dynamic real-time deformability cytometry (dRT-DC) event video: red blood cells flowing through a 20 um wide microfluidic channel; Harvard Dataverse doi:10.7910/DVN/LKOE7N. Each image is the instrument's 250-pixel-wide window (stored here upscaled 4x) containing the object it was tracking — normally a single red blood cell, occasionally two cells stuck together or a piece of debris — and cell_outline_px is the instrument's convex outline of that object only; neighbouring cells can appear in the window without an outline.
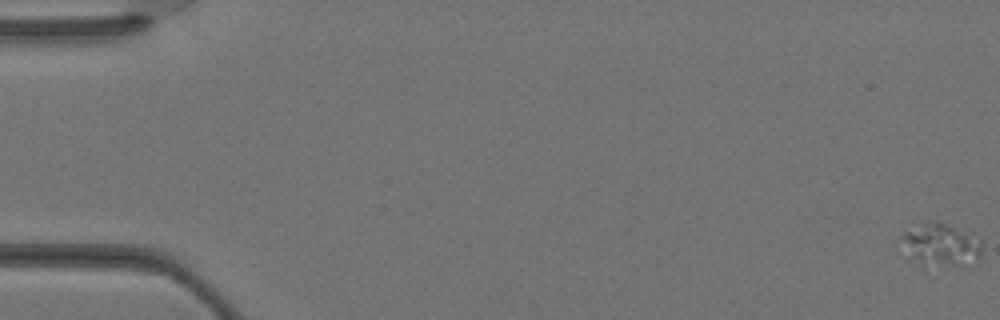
{"species": "Egyptian fruit bat (a non-hibernating species)", "species_latin": "Rousettus aegyptiacus", "temperature_condition": "warm", "stored_images_in_passage": 8, "camera_frame_rate_fps": 3000, "um_per_image_px": 0.085, "animal": {"sex": "female"}, "frame": {"image": 1, "passage_image": 1, "time_ms": 0.0, "image_size_px": [1000, 320], "cell_outline_px": [[980, 256], [976, 264], [920, 264], [900, 236], [904, 232], [928, 224], [944, 224], [980, 240]], "centroid_in_image_um": [80.07, 20.85], "position_along_channel_um": 4.9, "area_um2": 17.92}}